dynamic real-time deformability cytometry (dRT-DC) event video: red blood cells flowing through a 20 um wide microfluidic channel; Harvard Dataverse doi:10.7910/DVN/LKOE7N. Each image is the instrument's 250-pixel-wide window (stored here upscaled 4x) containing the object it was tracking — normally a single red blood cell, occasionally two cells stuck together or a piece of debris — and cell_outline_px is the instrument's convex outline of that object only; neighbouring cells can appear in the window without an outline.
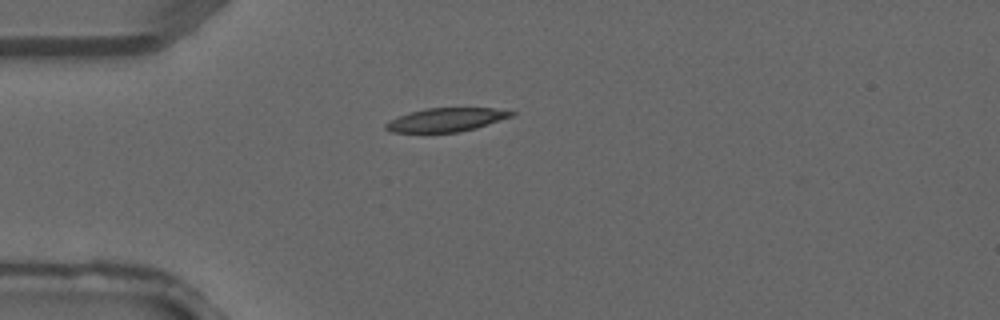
{"species": "common noctule bat (a hibernating species)", "species_latin": "Nyctalus noctula", "temperature_condition": "warm", "stored_images_in_passage": 4, "camera_frame_rate_fps": 3000, "um_per_image_px": 0.085, "animal": {"sex": "male", "forearm_length_mm": 52.5}, "frame": {"image": 1, "passage_image": 4, "time_ms": 1.0, "image_size_px": [1000, 320], "cell_outline_px": [[516, 112], [512, 116], [476, 128], [456, 132], [392, 132], [384, 128], [384, 124], [400, 116], [424, 108], [492, 108]], "centroid_in_image_um": [37.93, 10.18], "position_along_channel_um": 47.1, "area_um2": 16.94}}